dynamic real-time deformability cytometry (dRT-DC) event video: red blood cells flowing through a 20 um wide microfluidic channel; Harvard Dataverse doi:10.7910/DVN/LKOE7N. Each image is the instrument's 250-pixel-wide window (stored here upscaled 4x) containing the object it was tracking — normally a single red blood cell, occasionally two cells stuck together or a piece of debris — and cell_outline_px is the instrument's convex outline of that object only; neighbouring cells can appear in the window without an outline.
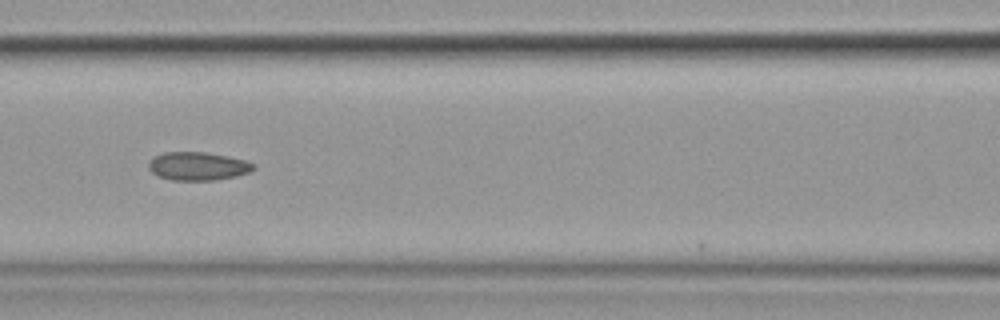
{"species": "common noctule bat (a hibernating species)", "species_latin": "Nyctalus noctula", "temperature_condition": "cold", "stored_images_in_passage": 9, "camera_frame_rate_fps": 3000, "um_per_image_px": 0.085, "animal": {"sex": "female", "body_mass_g": 19.9}, "frame": {"image": 1, "passage_image": 6, "time_ms": 6.0, "image_size_px": [1000, 320], "cell_outline_px": [[256, 168], [248, 172], [236, 176], [216, 180], [172, 180], [160, 176], [152, 172], [148, 168], [148, 164], [156, 156], [164, 152], [204, 152], [228, 156], [244, 160], [256, 164]], "centroid_in_image_um": [16.85, 14.12], "position_along_channel_um": 149.7, "area_um2": 17.17}}
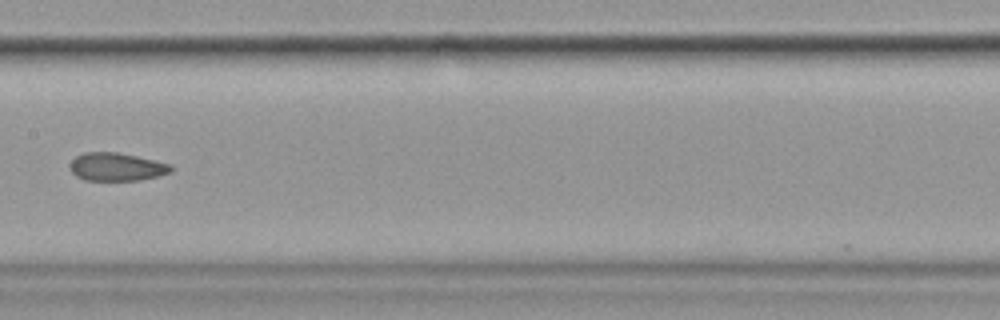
{"frame": {"image": 2, "passage_image": 7, "time_ms": 7.333, "image_size_px": [1000, 320], "cell_outline_px": [[172, 172], [140, 180], [84, 180], [76, 176], [72, 172], [72, 160], [76, 156], [84, 152], [116, 152], [136, 156], [172, 164]], "centroid_in_image_um": [9.93, 14.18], "position_along_channel_um": 197.5, "area_um2": 16.36}}
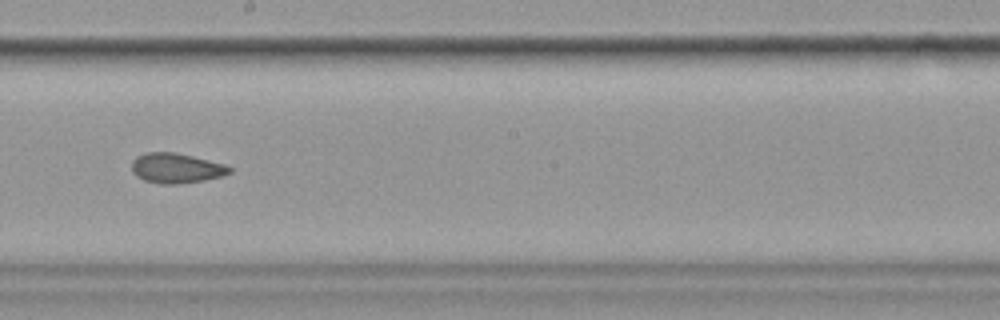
{"frame": {"image": 3, "passage_image": 8, "time_ms": 8.333, "image_size_px": [1000, 320], "cell_outline_px": [[232, 172], [220, 176], [204, 180], [180, 184], [160, 184], [144, 180], [136, 176], [132, 172], [132, 160], [136, 156], [148, 152], [172, 152], [192, 156], [224, 164], [232, 168]], "centroid_in_image_um": [14.95, 14.3], "position_along_channel_um": 233.2, "area_um2": 17.05}}